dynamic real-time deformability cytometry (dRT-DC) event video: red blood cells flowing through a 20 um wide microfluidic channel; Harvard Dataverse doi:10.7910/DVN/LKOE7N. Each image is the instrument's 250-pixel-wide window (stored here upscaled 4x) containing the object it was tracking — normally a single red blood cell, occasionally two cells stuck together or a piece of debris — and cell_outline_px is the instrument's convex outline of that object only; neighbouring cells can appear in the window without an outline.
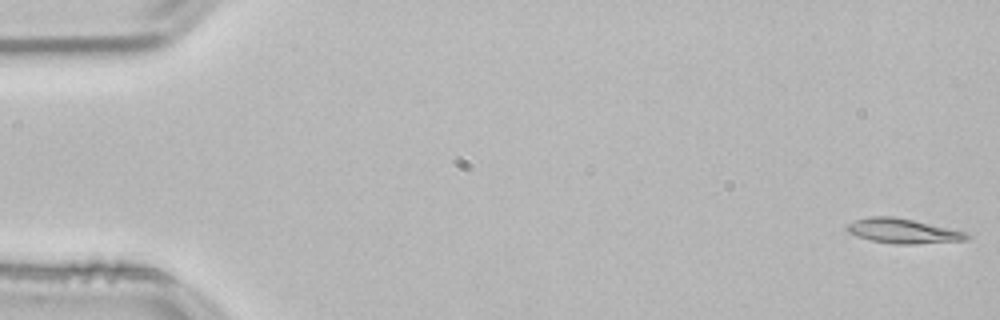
{"species": "common noctule bat (a hibernating species)", "species_latin": "Nyctalus noctula", "temperature_condition": "room temperature", "stored_images_in_passage": 53, "camera_frame_rate_fps": 3000, "um_per_image_px": 0.085, "animal": {"sex": "male", "body_mass_g": 21.5, "forearm_length_mm": 52.0}, "frame": {"image": 1, "passage_image": 1, "time_ms": 0.0, "image_size_px": [1000, 320], "cell_outline_px": [[972, 236], [968, 240], [916, 244], [896, 244], [872, 240], [856, 236], [848, 232], [848, 224], [856, 220], [868, 216], [892, 216], [912, 220], [968, 232]], "centroid_in_image_um": [76.81, 19.64], "position_along_channel_um": 8.2, "area_um2": 17.17}}
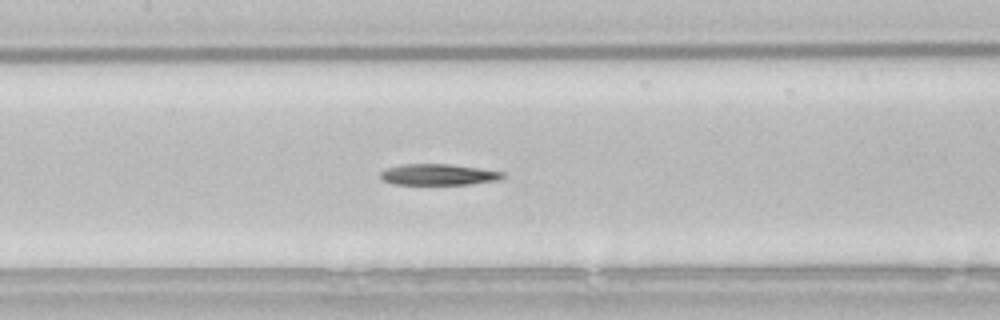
{"frame": {"image": 2, "passage_image": 25, "time_ms": 8.0, "image_size_px": [1000, 320], "cell_outline_px": [[504, 176], [496, 180], [472, 184], [392, 184], [384, 180], [380, 176], [380, 172], [388, 168], [404, 164], [448, 164], [480, 168], [504, 172]], "centroid_in_image_um": [37.26, 14.84], "position_along_channel_um": 170.1, "area_um2": 14.85}}
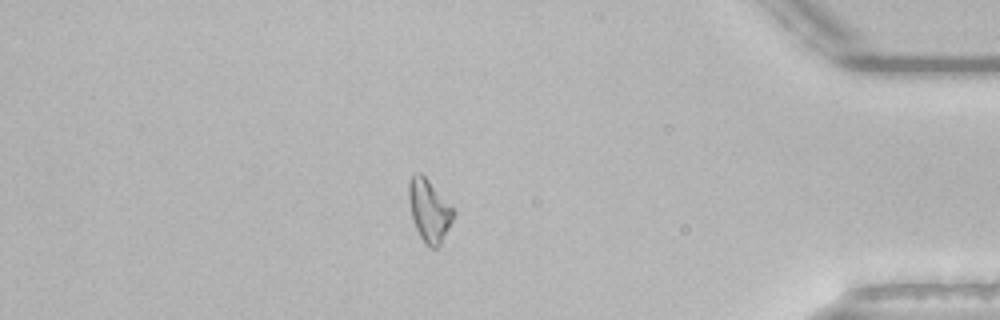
{"frame": {"image": 3, "passage_image": 46, "time_ms": 15.0, "image_size_px": [1000, 320], "cell_outline_px": [[456, 212], [440, 244], [436, 248], [428, 248], [424, 244], [416, 228], [412, 216], [408, 200], [408, 180], [416, 172], [420, 172], [428, 180]], "centroid_in_image_um": [36.45, 17.9], "position_along_channel_um": 398.8, "area_um2": 16.01}}